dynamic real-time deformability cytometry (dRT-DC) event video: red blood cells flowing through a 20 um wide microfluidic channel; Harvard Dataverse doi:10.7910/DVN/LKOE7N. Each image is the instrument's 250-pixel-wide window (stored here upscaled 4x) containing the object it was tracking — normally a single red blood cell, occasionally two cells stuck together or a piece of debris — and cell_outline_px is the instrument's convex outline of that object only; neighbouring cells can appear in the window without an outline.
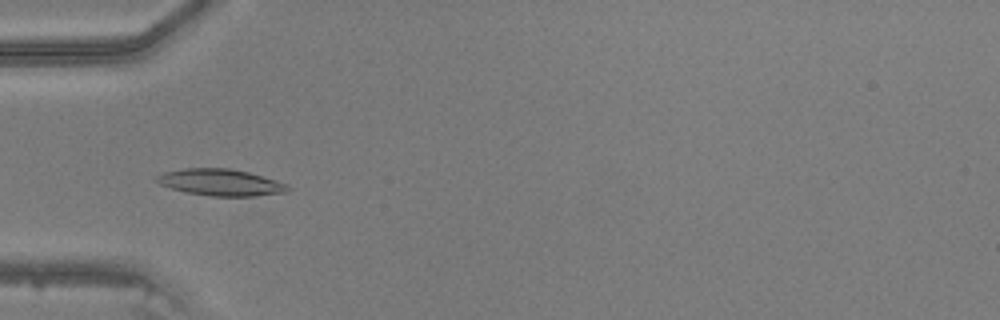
{"species": "common noctule bat (a hibernating species)", "species_latin": "Nyctalus noctula", "temperature_condition": "warm", "stored_images_in_passage": 47, "camera_frame_rate_fps": 3000, "um_per_image_px": 0.085, "animal": {"sex": "male", "body_mass_g": 20.5, "forearm_length_mm": 52.5}, "frame": {"image": 1, "passage_image": 16, "time_ms": 5.0, "image_size_px": [1000, 320], "cell_outline_px": [[292, 188], [288, 192], [256, 196], [212, 196], [188, 192], [172, 188], [160, 184], [156, 180], [156, 176], [164, 172], [184, 168], [232, 168], [248, 172], [288, 184]], "centroid_in_image_um": [18.8, 15.5], "position_along_channel_um": 66.2, "area_um2": 20.29}}
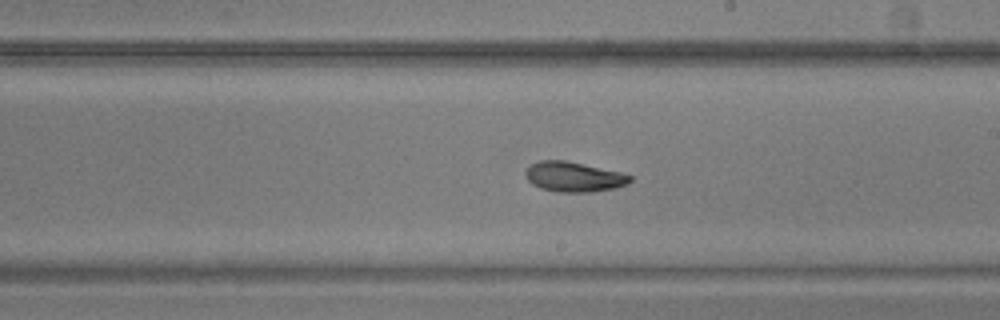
{"frame": {"image": 2, "passage_image": 28, "time_ms": 9.0, "image_size_px": [1000, 320], "cell_outline_px": [[632, 180], [628, 184], [616, 188], [592, 192], [556, 192], [540, 188], [532, 184], [528, 180], [524, 172], [532, 164], [540, 160], [564, 160], [620, 172], [632, 176]], "centroid_in_image_um": [48.78, 15.04], "position_along_channel_um": 240.2, "area_um2": 18.26}}
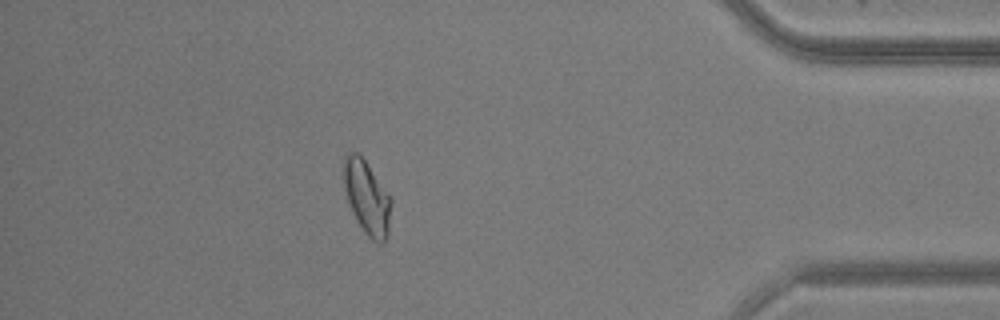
{"frame": {"image": 3, "passage_image": 42, "time_ms": 13.667, "image_size_px": [1000, 320], "cell_outline_px": [[392, 200], [388, 232], [384, 244], [376, 244], [364, 232], [356, 220], [352, 212], [344, 188], [344, 156], [348, 152], [356, 152], [364, 160]], "centroid_in_image_um": [31.19, 16.84], "position_along_channel_um": 404.0, "area_um2": 20.06}}